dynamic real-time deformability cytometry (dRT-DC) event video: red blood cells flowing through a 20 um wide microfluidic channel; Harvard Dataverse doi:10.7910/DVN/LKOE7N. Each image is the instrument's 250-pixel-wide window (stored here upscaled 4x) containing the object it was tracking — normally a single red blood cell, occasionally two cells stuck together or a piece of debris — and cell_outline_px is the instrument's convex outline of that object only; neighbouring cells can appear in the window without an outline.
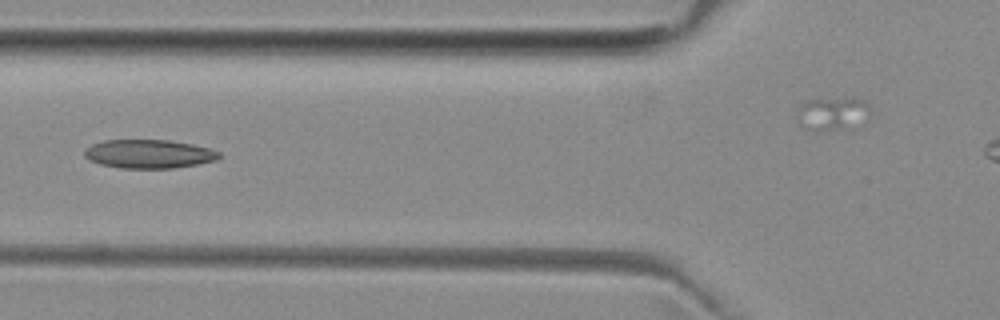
{"species": "common noctule bat (a hibernating species)", "species_latin": "Nyctalus noctula", "temperature_condition": "room temperature", "stored_images_in_passage": 6, "camera_frame_rate_fps": 3000, "um_per_image_px": 0.085, "animal": {"sex": "female", "body_mass_g": 29.2, "forearm_length_mm": 56.3}, "frame": {"image": 1, "passage_image": 5, "time_ms": 4.667, "image_size_px": [1000, 320], "cell_outline_px": [[220, 156], [216, 160], [196, 164], [172, 168], [120, 168], [100, 164], [88, 160], [84, 156], [84, 152], [92, 144], [104, 140], [168, 140], [192, 144], [208, 148], [220, 152]], "centroid_in_image_um": [12.63, 13.08], "position_along_channel_um": 113.2, "area_um2": 22.37}}